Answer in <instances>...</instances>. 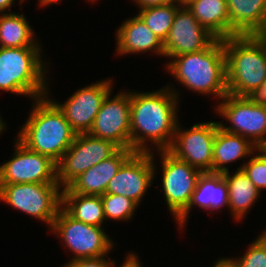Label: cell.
Masks as SVG:
<instances>
[{
	"mask_svg": "<svg viewBox=\"0 0 266 267\" xmlns=\"http://www.w3.org/2000/svg\"><path fill=\"white\" fill-rule=\"evenodd\" d=\"M169 86L156 92H130V138L133 152L147 153V141L168 150L178 124L177 91Z\"/></svg>",
	"mask_w": 266,
	"mask_h": 267,
	"instance_id": "cell-1",
	"label": "cell"
},
{
	"mask_svg": "<svg viewBox=\"0 0 266 267\" xmlns=\"http://www.w3.org/2000/svg\"><path fill=\"white\" fill-rule=\"evenodd\" d=\"M29 116L17 139L31 151L48 156L57 163L73 143L76 132L64 113L47 96L36 99Z\"/></svg>",
	"mask_w": 266,
	"mask_h": 267,
	"instance_id": "cell-2",
	"label": "cell"
},
{
	"mask_svg": "<svg viewBox=\"0 0 266 267\" xmlns=\"http://www.w3.org/2000/svg\"><path fill=\"white\" fill-rule=\"evenodd\" d=\"M171 58L168 71L189 90L221 100L228 94L224 39L216 38L206 49Z\"/></svg>",
	"mask_w": 266,
	"mask_h": 267,
	"instance_id": "cell-3",
	"label": "cell"
},
{
	"mask_svg": "<svg viewBox=\"0 0 266 267\" xmlns=\"http://www.w3.org/2000/svg\"><path fill=\"white\" fill-rule=\"evenodd\" d=\"M227 91L245 97L266 79V38L237 35L224 39Z\"/></svg>",
	"mask_w": 266,
	"mask_h": 267,
	"instance_id": "cell-4",
	"label": "cell"
},
{
	"mask_svg": "<svg viewBox=\"0 0 266 267\" xmlns=\"http://www.w3.org/2000/svg\"><path fill=\"white\" fill-rule=\"evenodd\" d=\"M40 52V47H0V90L35 100L48 95Z\"/></svg>",
	"mask_w": 266,
	"mask_h": 267,
	"instance_id": "cell-5",
	"label": "cell"
},
{
	"mask_svg": "<svg viewBox=\"0 0 266 267\" xmlns=\"http://www.w3.org/2000/svg\"><path fill=\"white\" fill-rule=\"evenodd\" d=\"M59 186L40 183L0 185V200L46 222L51 229L62 207V189Z\"/></svg>",
	"mask_w": 266,
	"mask_h": 267,
	"instance_id": "cell-6",
	"label": "cell"
},
{
	"mask_svg": "<svg viewBox=\"0 0 266 267\" xmlns=\"http://www.w3.org/2000/svg\"><path fill=\"white\" fill-rule=\"evenodd\" d=\"M119 147L88 133L77 134L57 165V182L66 188L86 170L111 157Z\"/></svg>",
	"mask_w": 266,
	"mask_h": 267,
	"instance_id": "cell-7",
	"label": "cell"
},
{
	"mask_svg": "<svg viewBox=\"0 0 266 267\" xmlns=\"http://www.w3.org/2000/svg\"><path fill=\"white\" fill-rule=\"evenodd\" d=\"M54 233H58L73 254L72 260L108 255L113 248L112 240L102 227L88 225L75 220L62 207L53 222Z\"/></svg>",
	"mask_w": 266,
	"mask_h": 267,
	"instance_id": "cell-8",
	"label": "cell"
},
{
	"mask_svg": "<svg viewBox=\"0 0 266 267\" xmlns=\"http://www.w3.org/2000/svg\"><path fill=\"white\" fill-rule=\"evenodd\" d=\"M216 107L231 125L225 127L218 122L222 130L249 139L259 149L266 146V107L250 102L246 97L227 94Z\"/></svg>",
	"mask_w": 266,
	"mask_h": 267,
	"instance_id": "cell-9",
	"label": "cell"
},
{
	"mask_svg": "<svg viewBox=\"0 0 266 267\" xmlns=\"http://www.w3.org/2000/svg\"><path fill=\"white\" fill-rule=\"evenodd\" d=\"M158 152L162 160V189L166 204L177 220L187 210L203 172L176 158L168 150Z\"/></svg>",
	"mask_w": 266,
	"mask_h": 267,
	"instance_id": "cell-10",
	"label": "cell"
},
{
	"mask_svg": "<svg viewBox=\"0 0 266 267\" xmlns=\"http://www.w3.org/2000/svg\"><path fill=\"white\" fill-rule=\"evenodd\" d=\"M13 158L0 166V185L59 184L57 165L50 157L31 151L18 139Z\"/></svg>",
	"mask_w": 266,
	"mask_h": 267,
	"instance_id": "cell-11",
	"label": "cell"
},
{
	"mask_svg": "<svg viewBox=\"0 0 266 267\" xmlns=\"http://www.w3.org/2000/svg\"><path fill=\"white\" fill-rule=\"evenodd\" d=\"M176 126L173 142L168 151L201 172L212 173L213 145L218 122L193 124L184 131Z\"/></svg>",
	"mask_w": 266,
	"mask_h": 267,
	"instance_id": "cell-12",
	"label": "cell"
},
{
	"mask_svg": "<svg viewBox=\"0 0 266 267\" xmlns=\"http://www.w3.org/2000/svg\"><path fill=\"white\" fill-rule=\"evenodd\" d=\"M105 97L88 134L112 141L119 148L131 149L130 93L121 92L110 99Z\"/></svg>",
	"mask_w": 266,
	"mask_h": 267,
	"instance_id": "cell-13",
	"label": "cell"
},
{
	"mask_svg": "<svg viewBox=\"0 0 266 267\" xmlns=\"http://www.w3.org/2000/svg\"><path fill=\"white\" fill-rule=\"evenodd\" d=\"M153 155L152 152H134L109 181L106 194L125 196L138 205L155 175Z\"/></svg>",
	"mask_w": 266,
	"mask_h": 267,
	"instance_id": "cell-14",
	"label": "cell"
},
{
	"mask_svg": "<svg viewBox=\"0 0 266 267\" xmlns=\"http://www.w3.org/2000/svg\"><path fill=\"white\" fill-rule=\"evenodd\" d=\"M215 39L216 37L196 20L188 8L180 7L163 42L164 56L170 58L198 52L206 49Z\"/></svg>",
	"mask_w": 266,
	"mask_h": 267,
	"instance_id": "cell-15",
	"label": "cell"
},
{
	"mask_svg": "<svg viewBox=\"0 0 266 267\" xmlns=\"http://www.w3.org/2000/svg\"><path fill=\"white\" fill-rule=\"evenodd\" d=\"M111 86V80L96 82L78 89L64 104L54 103L76 134L88 133L105 97L111 92Z\"/></svg>",
	"mask_w": 266,
	"mask_h": 267,
	"instance_id": "cell-16",
	"label": "cell"
},
{
	"mask_svg": "<svg viewBox=\"0 0 266 267\" xmlns=\"http://www.w3.org/2000/svg\"><path fill=\"white\" fill-rule=\"evenodd\" d=\"M133 153L131 149L119 148L111 157L91 167L75 178L61 191L62 194L97 196L105 194L109 181Z\"/></svg>",
	"mask_w": 266,
	"mask_h": 267,
	"instance_id": "cell-17",
	"label": "cell"
},
{
	"mask_svg": "<svg viewBox=\"0 0 266 267\" xmlns=\"http://www.w3.org/2000/svg\"><path fill=\"white\" fill-rule=\"evenodd\" d=\"M230 37L266 32V0H227Z\"/></svg>",
	"mask_w": 266,
	"mask_h": 267,
	"instance_id": "cell-18",
	"label": "cell"
},
{
	"mask_svg": "<svg viewBox=\"0 0 266 267\" xmlns=\"http://www.w3.org/2000/svg\"><path fill=\"white\" fill-rule=\"evenodd\" d=\"M116 39L118 54L142 53L149 50L164 56L163 42L138 15L122 23L116 32Z\"/></svg>",
	"mask_w": 266,
	"mask_h": 267,
	"instance_id": "cell-19",
	"label": "cell"
},
{
	"mask_svg": "<svg viewBox=\"0 0 266 267\" xmlns=\"http://www.w3.org/2000/svg\"><path fill=\"white\" fill-rule=\"evenodd\" d=\"M228 196V186L222 173H202L187 210L176 220L178 225L183 228L193 205L216 210L224 205L228 206Z\"/></svg>",
	"mask_w": 266,
	"mask_h": 267,
	"instance_id": "cell-20",
	"label": "cell"
},
{
	"mask_svg": "<svg viewBox=\"0 0 266 267\" xmlns=\"http://www.w3.org/2000/svg\"><path fill=\"white\" fill-rule=\"evenodd\" d=\"M259 148L249 139L228 133L221 128H217L213 145L212 173H224L228 171L225 164L249 157ZM249 155V156H248Z\"/></svg>",
	"mask_w": 266,
	"mask_h": 267,
	"instance_id": "cell-21",
	"label": "cell"
},
{
	"mask_svg": "<svg viewBox=\"0 0 266 267\" xmlns=\"http://www.w3.org/2000/svg\"><path fill=\"white\" fill-rule=\"evenodd\" d=\"M187 8L196 20L216 38L230 37L227 0H197Z\"/></svg>",
	"mask_w": 266,
	"mask_h": 267,
	"instance_id": "cell-22",
	"label": "cell"
},
{
	"mask_svg": "<svg viewBox=\"0 0 266 267\" xmlns=\"http://www.w3.org/2000/svg\"><path fill=\"white\" fill-rule=\"evenodd\" d=\"M228 186V207L236 220L242 219L247 210L254 205L260 191L250 181L242 169L230 176L229 170L222 173Z\"/></svg>",
	"mask_w": 266,
	"mask_h": 267,
	"instance_id": "cell-23",
	"label": "cell"
},
{
	"mask_svg": "<svg viewBox=\"0 0 266 267\" xmlns=\"http://www.w3.org/2000/svg\"><path fill=\"white\" fill-rule=\"evenodd\" d=\"M62 208L75 220L102 227L106 220L101 196L62 194Z\"/></svg>",
	"mask_w": 266,
	"mask_h": 267,
	"instance_id": "cell-24",
	"label": "cell"
},
{
	"mask_svg": "<svg viewBox=\"0 0 266 267\" xmlns=\"http://www.w3.org/2000/svg\"><path fill=\"white\" fill-rule=\"evenodd\" d=\"M24 15L3 13L0 16V47H40Z\"/></svg>",
	"mask_w": 266,
	"mask_h": 267,
	"instance_id": "cell-25",
	"label": "cell"
},
{
	"mask_svg": "<svg viewBox=\"0 0 266 267\" xmlns=\"http://www.w3.org/2000/svg\"><path fill=\"white\" fill-rule=\"evenodd\" d=\"M179 8L180 6L175 1H171L164 5L141 9L138 16L164 42Z\"/></svg>",
	"mask_w": 266,
	"mask_h": 267,
	"instance_id": "cell-26",
	"label": "cell"
},
{
	"mask_svg": "<svg viewBox=\"0 0 266 267\" xmlns=\"http://www.w3.org/2000/svg\"><path fill=\"white\" fill-rule=\"evenodd\" d=\"M101 201L106 219L127 221L138 207L134 201L122 195L105 193L101 195Z\"/></svg>",
	"mask_w": 266,
	"mask_h": 267,
	"instance_id": "cell-27",
	"label": "cell"
},
{
	"mask_svg": "<svg viewBox=\"0 0 266 267\" xmlns=\"http://www.w3.org/2000/svg\"><path fill=\"white\" fill-rule=\"evenodd\" d=\"M261 153L242 164L237 169H242L250 181L261 192L263 188L266 189V153L262 149H258Z\"/></svg>",
	"mask_w": 266,
	"mask_h": 267,
	"instance_id": "cell-28",
	"label": "cell"
},
{
	"mask_svg": "<svg viewBox=\"0 0 266 267\" xmlns=\"http://www.w3.org/2000/svg\"><path fill=\"white\" fill-rule=\"evenodd\" d=\"M246 253L234 259L238 267H266V243L258 237Z\"/></svg>",
	"mask_w": 266,
	"mask_h": 267,
	"instance_id": "cell-29",
	"label": "cell"
},
{
	"mask_svg": "<svg viewBox=\"0 0 266 267\" xmlns=\"http://www.w3.org/2000/svg\"><path fill=\"white\" fill-rule=\"evenodd\" d=\"M116 263L108 261L105 256L93 257V258H81L69 261L63 267H113Z\"/></svg>",
	"mask_w": 266,
	"mask_h": 267,
	"instance_id": "cell-30",
	"label": "cell"
},
{
	"mask_svg": "<svg viewBox=\"0 0 266 267\" xmlns=\"http://www.w3.org/2000/svg\"><path fill=\"white\" fill-rule=\"evenodd\" d=\"M245 97L253 104L266 107V79Z\"/></svg>",
	"mask_w": 266,
	"mask_h": 267,
	"instance_id": "cell-31",
	"label": "cell"
},
{
	"mask_svg": "<svg viewBox=\"0 0 266 267\" xmlns=\"http://www.w3.org/2000/svg\"><path fill=\"white\" fill-rule=\"evenodd\" d=\"M171 1L174 0H134L140 9L164 5L170 3Z\"/></svg>",
	"mask_w": 266,
	"mask_h": 267,
	"instance_id": "cell-32",
	"label": "cell"
},
{
	"mask_svg": "<svg viewBox=\"0 0 266 267\" xmlns=\"http://www.w3.org/2000/svg\"><path fill=\"white\" fill-rule=\"evenodd\" d=\"M121 267H141L138 257L135 254H128L125 262Z\"/></svg>",
	"mask_w": 266,
	"mask_h": 267,
	"instance_id": "cell-33",
	"label": "cell"
},
{
	"mask_svg": "<svg viewBox=\"0 0 266 267\" xmlns=\"http://www.w3.org/2000/svg\"><path fill=\"white\" fill-rule=\"evenodd\" d=\"M214 267H238L234 259L222 258L216 262Z\"/></svg>",
	"mask_w": 266,
	"mask_h": 267,
	"instance_id": "cell-34",
	"label": "cell"
},
{
	"mask_svg": "<svg viewBox=\"0 0 266 267\" xmlns=\"http://www.w3.org/2000/svg\"><path fill=\"white\" fill-rule=\"evenodd\" d=\"M15 0H0V13L7 12L6 9H10ZM23 0L20 1L22 3Z\"/></svg>",
	"mask_w": 266,
	"mask_h": 267,
	"instance_id": "cell-35",
	"label": "cell"
},
{
	"mask_svg": "<svg viewBox=\"0 0 266 267\" xmlns=\"http://www.w3.org/2000/svg\"><path fill=\"white\" fill-rule=\"evenodd\" d=\"M176 3H178V5L182 8H187L188 6H190L191 4H193L194 2H196L197 0H174Z\"/></svg>",
	"mask_w": 266,
	"mask_h": 267,
	"instance_id": "cell-36",
	"label": "cell"
},
{
	"mask_svg": "<svg viewBox=\"0 0 266 267\" xmlns=\"http://www.w3.org/2000/svg\"><path fill=\"white\" fill-rule=\"evenodd\" d=\"M59 0H39V5L40 6H46V5H50L51 3L53 2H56L57 4L59 3L58 2Z\"/></svg>",
	"mask_w": 266,
	"mask_h": 267,
	"instance_id": "cell-37",
	"label": "cell"
},
{
	"mask_svg": "<svg viewBox=\"0 0 266 267\" xmlns=\"http://www.w3.org/2000/svg\"><path fill=\"white\" fill-rule=\"evenodd\" d=\"M3 120H2V118H0V133L5 129V123L4 122H2Z\"/></svg>",
	"mask_w": 266,
	"mask_h": 267,
	"instance_id": "cell-38",
	"label": "cell"
},
{
	"mask_svg": "<svg viewBox=\"0 0 266 267\" xmlns=\"http://www.w3.org/2000/svg\"><path fill=\"white\" fill-rule=\"evenodd\" d=\"M259 237L266 243V231H264L262 234H260Z\"/></svg>",
	"mask_w": 266,
	"mask_h": 267,
	"instance_id": "cell-39",
	"label": "cell"
},
{
	"mask_svg": "<svg viewBox=\"0 0 266 267\" xmlns=\"http://www.w3.org/2000/svg\"><path fill=\"white\" fill-rule=\"evenodd\" d=\"M266 153V146L261 148Z\"/></svg>",
	"mask_w": 266,
	"mask_h": 267,
	"instance_id": "cell-40",
	"label": "cell"
}]
</instances>
